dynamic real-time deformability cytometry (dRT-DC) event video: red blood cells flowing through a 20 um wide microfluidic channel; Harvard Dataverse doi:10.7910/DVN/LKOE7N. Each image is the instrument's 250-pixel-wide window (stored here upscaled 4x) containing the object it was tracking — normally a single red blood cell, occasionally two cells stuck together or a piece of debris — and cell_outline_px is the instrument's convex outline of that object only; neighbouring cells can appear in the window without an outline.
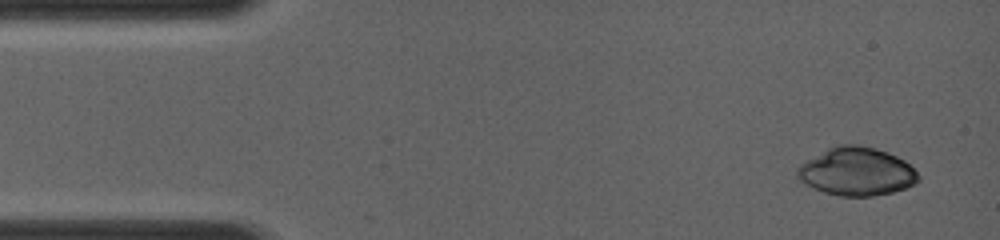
{"species": "common noctule bat (a hibernating species)", "species_latin": "Nyctalus noctula", "temperature_condition": "room temperature", "stored_images_in_passage": 6, "camera_frame_rate_fps": 4000, "um_per_image_px": 0.085, "animal": {"sex": "female", "body_mass_g": 19.0, "forearm_length_mm": 56.7}, "frame": {"image": 1, "passage_image": 1, "time_ms": 0.0, "image_size_px": [1000, 240], "cell_outline_px": [[920, 180], [916, 184], [892, 192], [872, 196], [840, 196], [824, 192], [812, 188], [796, 180], [796, 172], [800, 164], [828, 148], [840, 144], [856, 144], [876, 148], [896, 156], [904, 160], [920, 176]], "centroid_in_image_um": [72.78, 14.59], "position_along_channel_um": 12.2, "area_um2": 34.04}}